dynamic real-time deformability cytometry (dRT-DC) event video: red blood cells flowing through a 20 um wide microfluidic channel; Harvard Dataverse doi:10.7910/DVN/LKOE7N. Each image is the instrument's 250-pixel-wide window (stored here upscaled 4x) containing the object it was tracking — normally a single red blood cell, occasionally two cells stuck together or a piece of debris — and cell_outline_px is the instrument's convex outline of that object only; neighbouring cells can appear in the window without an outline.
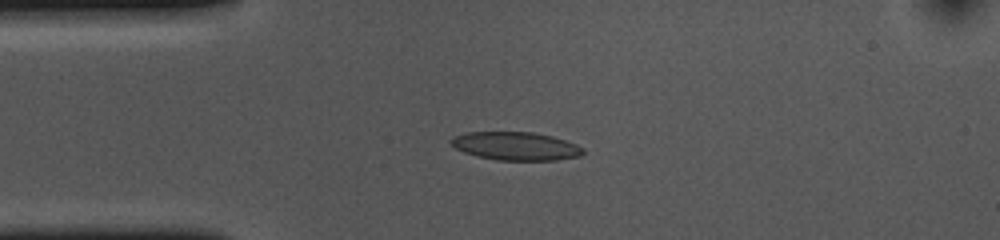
{"species": "common noctule bat (a hibernating species)", "species_latin": "Nyctalus noctula", "temperature_condition": "cold", "stored_images_in_passage": 43, "camera_frame_rate_fps": 3000, "um_per_image_px": 0.085, "animal": {"sex": "female", "body_mass_g": 10.0, "forearm_length_mm": 53.1}, "frame": {"image": 1, "passage_image": 1, "time_ms": 0.0, "image_size_px": [1000, 240], "cell_outline_px": [[584, 152], [580, 156], [556, 160], [496, 160], [476, 156], [464, 152], [456, 148], [448, 140], [452, 136], [468, 132], [532, 132], [552, 136], [576, 144], [584, 148]], "centroid_in_image_um": [43.82, 12.42], "position_along_channel_um": 41.2, "area_um2": 21.79}}
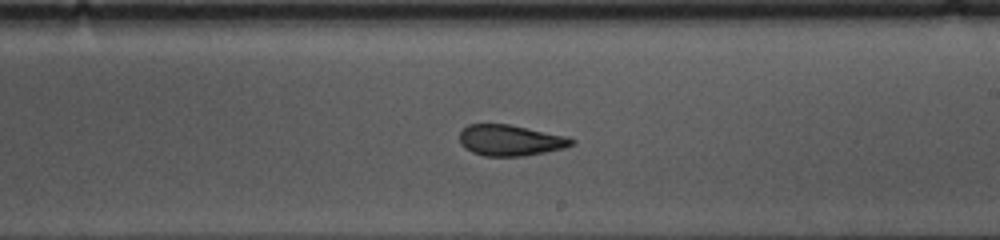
{"frame": {"image": 2, "passage_image": 19, "time_ms": 6.0, "image_size_px": [1000, 240], "cell_outline_px": [[576, 140], [572, 144], [564, 148], [524, 156], [484, 156], [472, 152], [464, 148], [460, 144], [460, 132], [468, 124], [508, 124], [568, 136]], "centroid_in_image_um": [43.37, 11.93], "position_along_channel_um": 245.6, "area_um2": 20.23}}
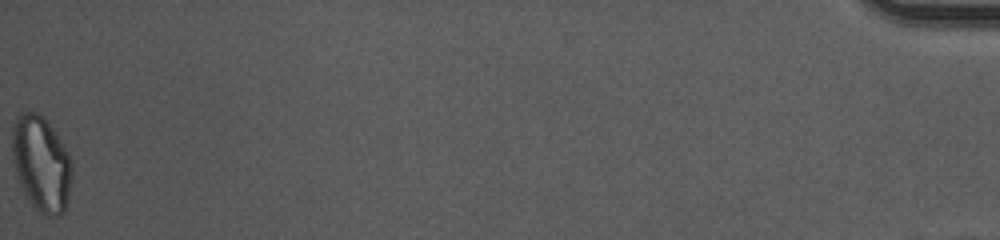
{"frame": {"image": 3, "passage_image": 43, "time_ms": 14.0, "image_size_px": [1000, 240], "cell_outline_px": [[72, 176], [68, 196], [64, 212], [60, 216], [48, 216], [40, 212], [32, 204], [24, 192], [20, 184], [12, 160], [12, 128], [16, 120], [24, 112], [40, 112], [44, 116], [68, 152], [72, 160]], "centroid_in_image_um": [3.52, 13.91], "position_along_channel_um": 431.7, "area_um2": 33.12}, "authors_computed_cell_mechanics": {"area_um2": 21.6172, "velocity_mm_per_s": 3.6564, "shape_relaxation_time_tau1_ms": 9.6795, "shape_relaxation_time_tau2_ms": 2.4346, "deformation_change_tau1": 0.193, "deformation_change_tau2": 0.0862}}